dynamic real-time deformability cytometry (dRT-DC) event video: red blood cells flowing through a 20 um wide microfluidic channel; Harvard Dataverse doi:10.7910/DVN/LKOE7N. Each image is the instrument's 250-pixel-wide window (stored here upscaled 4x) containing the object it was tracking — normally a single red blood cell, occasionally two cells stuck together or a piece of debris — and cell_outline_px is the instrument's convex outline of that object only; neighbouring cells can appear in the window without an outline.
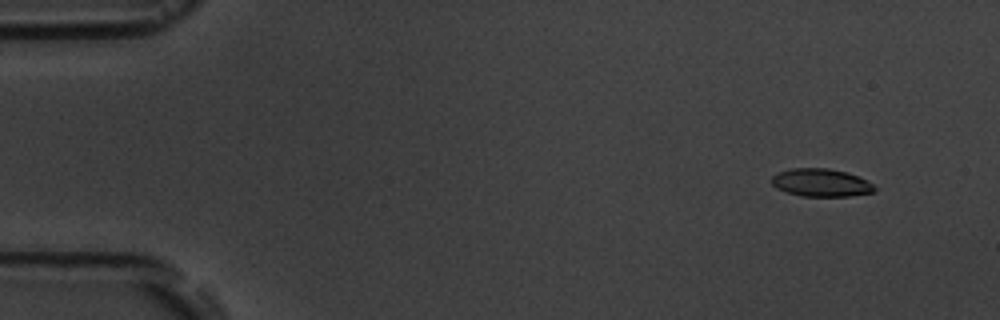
{"species": "common noctule bat (a hibernating species)", "species_latin": "Nyctalus noctula", "temperature_condition": "room temperature", "stored_images_in_passage": 8, "camera_frame_rate_fps": 3000, "um_per_image_px": 0.085, "animal": {"sex": "male", "body_mass_g": 19.5, "forearm_length_mm": 54.6}, "frame": {"image": 1, "passage_image": 2, "time_ms": 1.333, "image_size_px": [1000, 320], "cell_outline_px": [[876, 192], [848, 196], [800, 196], [776, 188], [772, 184], [772, 176], [780, 172], [792, 168], [828, 168], [844, 172], [856, 176], [872, 184], [876, 188]], "centroid_in_image_um": [69.78, 15.53], "position_along_channel_um": 15.2, "area_um2": 16.47}}
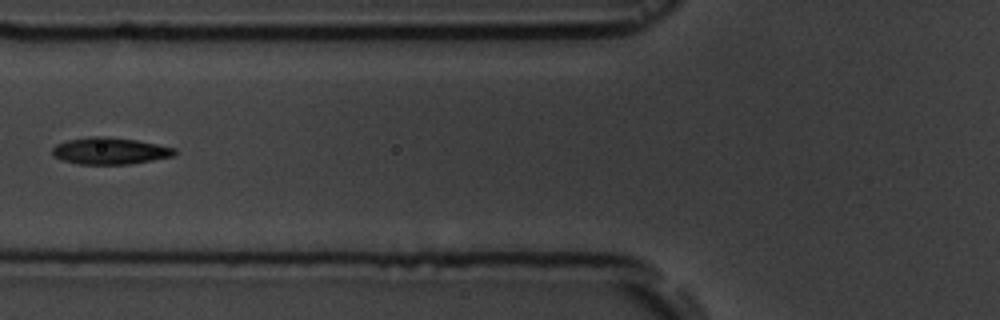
{"frame": {"image": 2, "passage_image": 7, "time_ms": 7.0, "image_size_px": [1000, 320], "cell_outline_px": [[176, 152], [172, 156], [152, 160], [128, 164], [80, 164], [64, 160], [52, 156], [52, 148], [56, 144], [68, 140], [92, 136], [104, 136], [136, 140], [176, 148]], "centroid_in_image_um": [9.32, 12.82], "position_along_channel_um": 116.5, "area_um2": 18.9}}
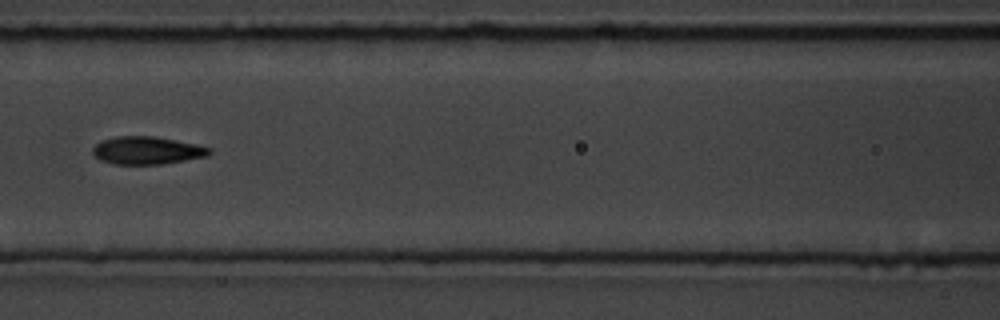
{"frame": {"image": 3, "passage_image": 8, "time_ms": 8.0, "image_size_px": [1000, 320], "cell_outline_px": [[212, 152], [208, 156], [160, 164], [112, 164], [100, 160], [92, 152], [92, 148], [100, 140], [116, 136], [156, 136], [196, 144], [212, 148]], "centroid_in_image_um": [12.49, 12.78], "position_along_channel_um": 154.1, "area_um2": 18.96}}